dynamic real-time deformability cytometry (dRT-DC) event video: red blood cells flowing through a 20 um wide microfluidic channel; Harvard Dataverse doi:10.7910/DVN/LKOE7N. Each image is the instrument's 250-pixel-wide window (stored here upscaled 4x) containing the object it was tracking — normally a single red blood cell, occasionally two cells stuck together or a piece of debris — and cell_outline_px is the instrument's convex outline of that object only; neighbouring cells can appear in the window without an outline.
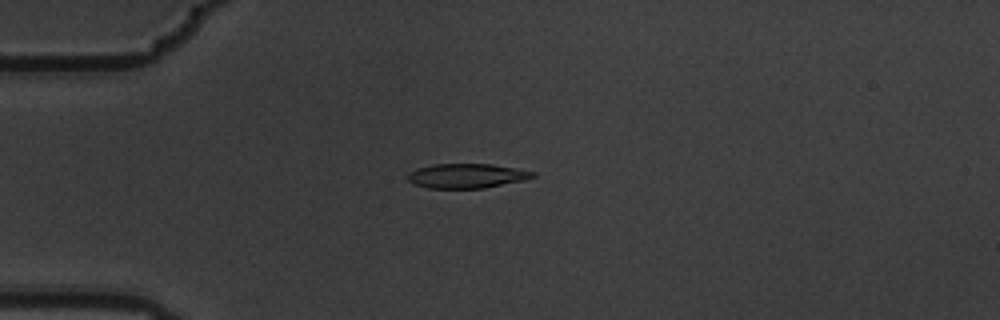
{"species": "common noctule bat (a hibernating species)", "species_latin": "Nyctalus noctula", "temperature_condition": "warm", "stored_images_in_passage": 4, "camera_frame_rate_fps": 3000, "um_per_image_px": 0.085, "animal": {"sex": "male", "body_mass_g": 19.5, "forearm_length_mm": 54.6}, "frame": {"image": 1, "passage_image": 2, "time_ms": 0.333, "image_size_px": [1000, 320], "cell_outline_px": [[536, 176], [524, 180], [484, 188], [428, 188], [416, 184], [408, 180], [408, 172], [416, 168], [432, 164], [492, 164], [516, 168], [536, 172]], "centroid_in_image_um": [39.68, 14.94], "position_along_channel_um": 45.3, "area_um2": 17.86}}
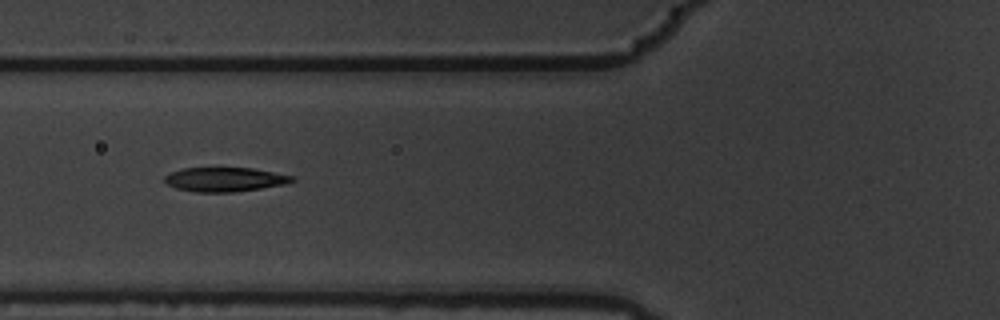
{"frame": {"image": 2, "passage_image": 4, "time_ms": 1.0, "image_size_px": [1000, 320], "cell_outline_px": [[296, 180], [284, 184], [260, 188], [232, 192], [196, 192], [176, 188], [168, 184], [164, 180], [164, 176], [172, 172], [184, 168], [252, 168], [292, 176]], "centroid_in_image_um": [19.08, 15.25], "position_along_channel_um": 106.7, "area_um2": 17.69}}